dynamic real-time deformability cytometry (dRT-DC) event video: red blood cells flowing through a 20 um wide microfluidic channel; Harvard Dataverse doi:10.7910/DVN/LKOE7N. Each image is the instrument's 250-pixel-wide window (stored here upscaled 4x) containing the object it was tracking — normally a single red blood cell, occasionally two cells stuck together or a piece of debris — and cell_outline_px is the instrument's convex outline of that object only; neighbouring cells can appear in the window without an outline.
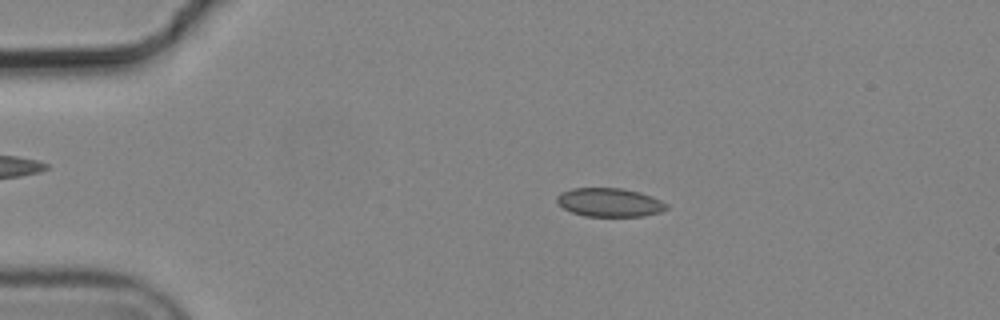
{"species": "common noctule bat (a hibernating species)", "species_latin": "Nyctalus noctula", "temperature_condition": "cold", "stored_images_in_passage": 7, "camera_frame_rate_fps": 3000, "um_per_image_px": 0.085, "animal": {"sex": "male", "body_mass_g": 19.2, "forearm_length_mm": 51.8}, "frame": {"image": 1, "passage_image": 3, "time_ms": 0.667, "image_size_px": [1000, 320], "cell_outline_px": [[668, 208], [660, 212], [644, 216], [584, 216], [572, 212], [564, 208], [556, 200], [556, 196], [560, 192], [572, 188], [620, 188], [640, 192], [652, 196], [668, 204]], "centroid_in_image_um": [51.81, 17.2], "position_along_channel_um": 33.2, "area_um2": 18.32}}
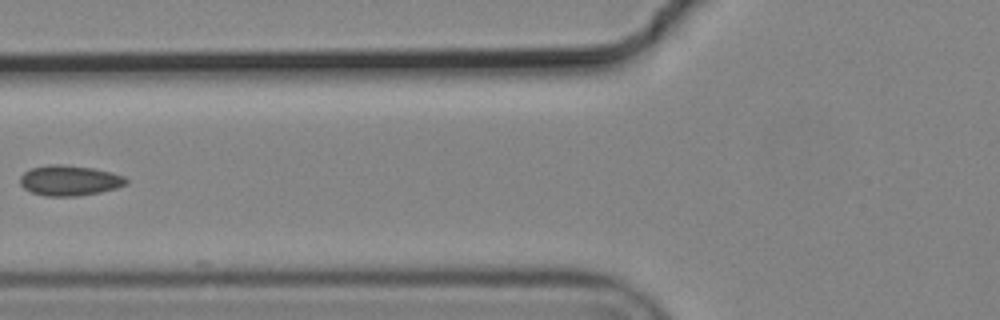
{"frame": {"image": 2, "passage_image": 6, "time_ms": 1.667, "image_size_px": [1000, 320], "cell_outline_px": [[128, 184], [116, 188], [100, 192], [76, 196], [44, 196], [32, 192], [24, 188], [20, 184], [20, 176], [24, 172], [32, 168], [48, 164], [64, 164], [92, 168], [112, 172], [124, 176], [128, 180]], "centroid_in_image_um": [5.91, 15.33], "position_along_channel_um": 119.9, "area_um2": 18.84}}
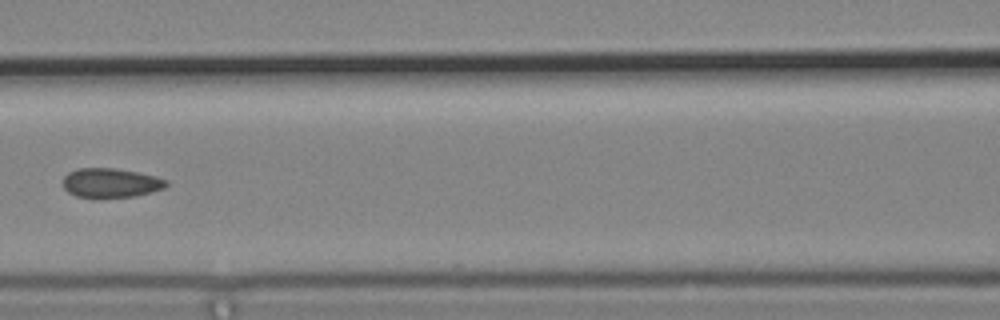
{"frame": {"image": 3, "passage_image": 7, "time_ms": 2.0, "image_size_px": [1000, 320], "cell_outline_px": [[168, 184], [164, 188], [152, 192], [136, 196], [100, 200], [96, 200], [76, 196], [68, 192], [64, 188], [64, 176], [68, 172], [76, 168], [116, 168], [156, 176], [168, 180]], "centroid_in_image_um": [9.4, 15.58], "position_along_channel_um": 157.2, "area_um2": 18.32}}